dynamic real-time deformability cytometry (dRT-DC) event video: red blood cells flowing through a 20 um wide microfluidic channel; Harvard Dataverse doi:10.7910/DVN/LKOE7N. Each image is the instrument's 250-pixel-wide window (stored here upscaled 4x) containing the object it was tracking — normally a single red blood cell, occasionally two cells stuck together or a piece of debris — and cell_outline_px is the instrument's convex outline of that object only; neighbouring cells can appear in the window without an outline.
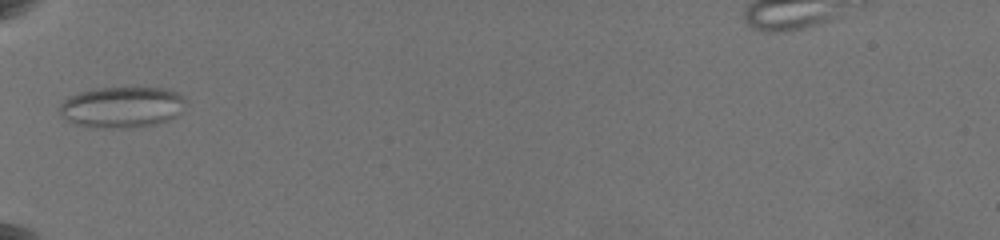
{"species": "common noctule bat (a hibernating species)", "species_latin": "Nyctalus noctula", "temperature_condition": "warm", "stored_images_in_passage": 11, "camera_frame_rate_fps": 3000, "um_per_image_px": 0.085, "animal": {"sex": "female", "body_mass_g": 19.5, "forearm_length_mm": 54.1}, "frame": {"image": 1, "passage_image": 1, "time_ms": 0.0, "image_size_px": [1000, 240], "cell_outline_px": [[188, 100], [180, 112], [176, 116], [168, 120], [152, 124], [132, 128], [96, 128], [72, 124], [64, 120], [60, 112], [60, 104], [68, 96], [80, 92], [96, 88], [168, 88], [184, 96]], "centroid_in_image_um": [10.35, 9.11], "position_along_channel_um": 74.6, "area_um2": 30.52}}
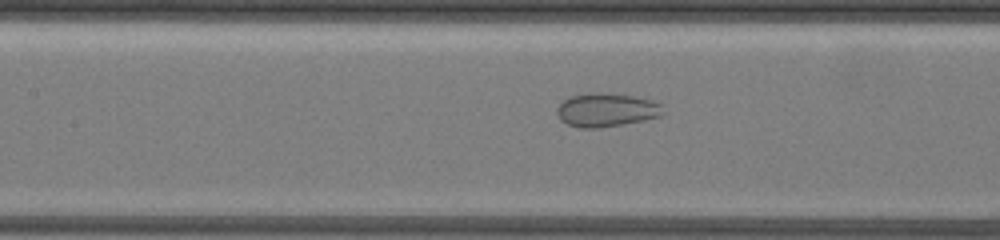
{"frame": {"image": 2, "passage_image": 7, "time_ms": 2.333, "image_size_px": [1000, 240], "cell_outline_px": [[664, 112], [660, 116], [644, 120], [624, 124], [600, 128], [576, 128], [560, 120], [556, 112], [556, 108], [564, 100], [572, 96], [592, 92], [600, 92], [632, 96], [652, 100], [660, 104]], "centroid_in_image_um": [51.52, 9.36], "position_along_channel_um": 155.9, "area_um2": 20.81}}
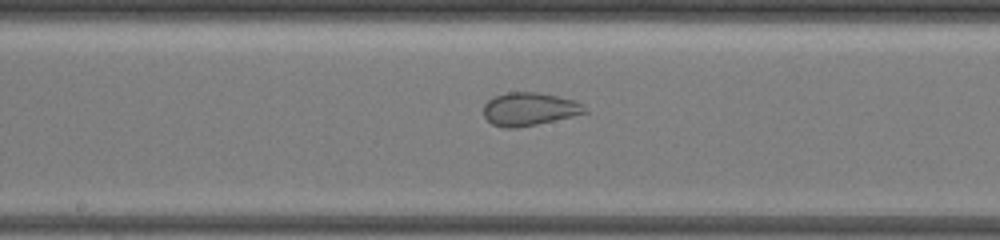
{"frame": {"image": 3, "passage_image": 10, "time_ms": 3.667, "image_size_px": [1000, 240], "cell_outline_px": [[588, 112], [572, 116], [536, 124], [516, 128], [504, 128], [492, 124], [484, 116], [484, 104], [492, 96], [508, 92], [536, 92], [556, 96], [572, 100], [584, 104]], "centroid_in_image_um": [44.96, 9.27], "position_along_channel_um": 203.2, "area_um2": 19.42}}